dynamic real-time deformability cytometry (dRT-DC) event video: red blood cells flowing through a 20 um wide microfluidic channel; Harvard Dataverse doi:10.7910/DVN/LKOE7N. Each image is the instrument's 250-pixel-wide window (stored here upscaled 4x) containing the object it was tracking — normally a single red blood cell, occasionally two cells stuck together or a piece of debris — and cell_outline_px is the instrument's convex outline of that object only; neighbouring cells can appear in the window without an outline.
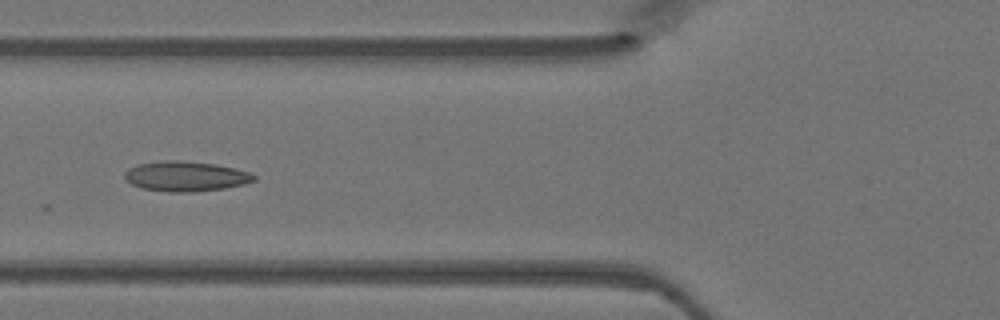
{"species": "Egyptian fruit bat (a non-hibernating species)", "species_latin": "Rousettus aegyptiacus", "temperature_condition": "warm", "stored_images_in_passage": 39, "camera_frame_rate_fps": 3000, "um_per_image_px": 0.085, "animal": {"sex": "female"}, "frame": {"image": 1, "passage_image": 18, "time_ms": 5.667, "image_size_px": [1000, 320], "cell_outline_px": [[256, 180], [244, 184], [224, 188], [192, 192], [168, 192], [140, 188], [124, 180], [124, 172], [128, 168], [136, 164], [160, 160], [180, 160], [216, 164], [248, 172], [256, 176]], "centroid_in_image_um": [15.72, 14.98], "position_along_channel_um": 110.1, "area_um2": 22.83}}
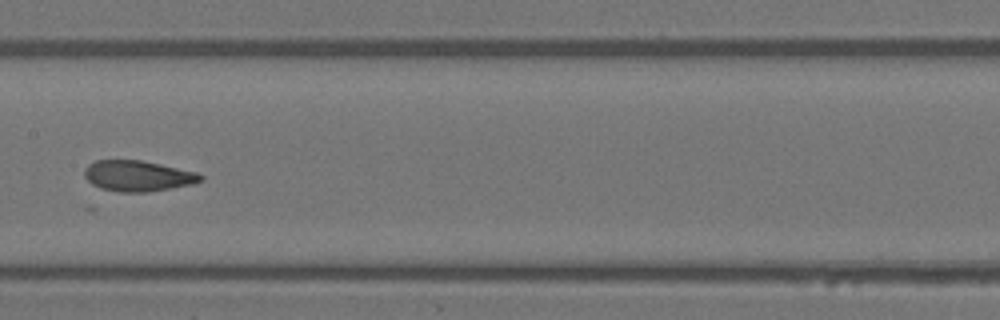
{"frame": {"image": 2, "passage_image": 24, "time_ms": 7.667, "image_size_px": [1000, 320], "cell_outline_px": [[204, 180], [192, 184], [148, 192], [120, 192], [100, 188], [92, 184], [84, 176], [84, 168], [88, 164], [96, 160], [140, 160], [160, 164], [196, 172], [204, 176]], "centroid_in_image_um": [11.7, 14.95], "position_along_channel_um": 195.7, "area_um2": 20.81}}
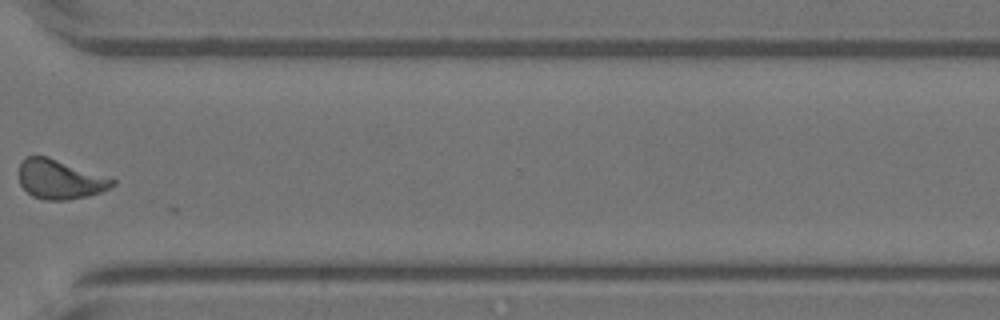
{"frame": {"image": 3, "passage_image": 36, "time_ms": 11.667, "image_size_px": [1000, 320], "cell_outline_px": [[116, 184], [100, 192], [88, 196], [68, 200], [44, 200], [32, 196], [20, 184], [16, 172], [20, 160], [24, 156], [48, 156], [116, 180]], "centroid_in_image_um": [5.01, 15.23], "position_along_channel_um": 365.6, "area_um2": 21.68}}